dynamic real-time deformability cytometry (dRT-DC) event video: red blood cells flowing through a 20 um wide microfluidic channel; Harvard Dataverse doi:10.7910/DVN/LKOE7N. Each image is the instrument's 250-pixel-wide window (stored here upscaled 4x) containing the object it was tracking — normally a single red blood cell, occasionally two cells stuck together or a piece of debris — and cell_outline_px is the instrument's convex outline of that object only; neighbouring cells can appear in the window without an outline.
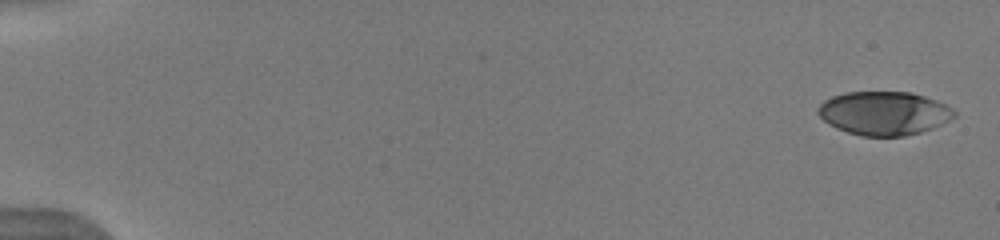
{"species": "human", "species_latin": "Homo sapiens", "temperature_condition": "warm", "stored_images_in_passage": 23, "camera_frame_rate_fps": 3000, "um_per_image_px": 0.085, "donor": {"sex": "male"}, "frame": {"image": 1, "passage_image": 1, "time_ms": 0.0, "image_size_px": [1000, 240], "cell_outline_px": [[956, 116], [932, 128], [920, 132], [904, 136], [860, 136], [836, 128], [828, 124], [816, 112], [816, 108], [824, 100], [832, 96], [844, 92], [908, 92], [924, 96], [936, 100], [952, 108], [956, 112]], "centroid_in_image_um": [75.1, 9.62], "position_along_channel_um": 9.9, "area_um2": 34.62}}
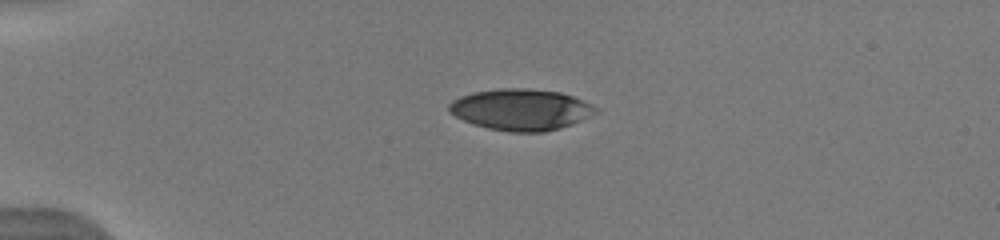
{"frame": {"image": 2, "passage_image": 12, "time_ms": 4.0, "image_size_px": [1000, 240], "cell_outline_px": [[600, 112], [572, 124], [560, 128], [544, 132], [508, 132], [488, 128], [472, 124], [448, 112], [448, 104], [452, 100], [460, 96], [472, 92], [504, 88], [528, 88], [560, 92], [572, 96], [592, 104], [600, 108]], "centroid_in_image_um": [44.29, 9.31], "position_along_channel_um": 40.7, "area_um2": 35.6}}